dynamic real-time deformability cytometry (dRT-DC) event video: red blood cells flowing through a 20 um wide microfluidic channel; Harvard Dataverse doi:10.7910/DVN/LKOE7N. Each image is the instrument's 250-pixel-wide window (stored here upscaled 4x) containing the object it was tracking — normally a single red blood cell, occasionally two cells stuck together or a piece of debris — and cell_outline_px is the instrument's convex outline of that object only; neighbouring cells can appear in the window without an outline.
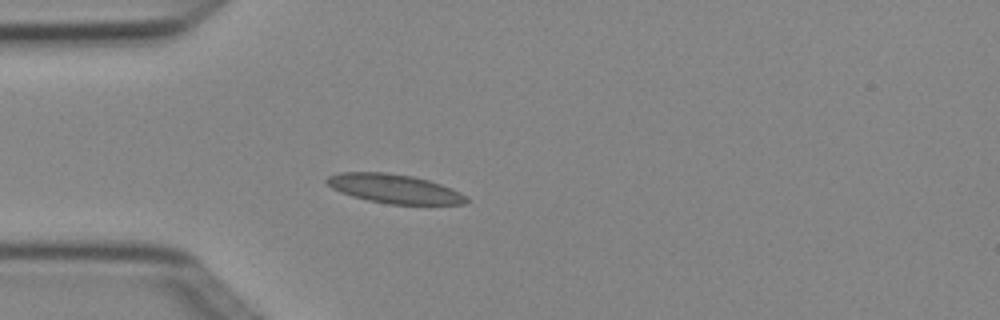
{"species": "Egyptian fruit bat (a non-hibernating species)", "species_latin": "Rousettus aegyptiacus", "temperature_condition": "cold", "stored_images_in_passage": 3, "camera_frame_rate_fps": 3000, "um_per_image_px": 0.085, "animal": {"sex": "female"}, "frame": {"image": 1, "passage_image": 3, "time_ms": 0.667, "image_size_px": [1000, 320], "cell_outline_px": [[468, 200], [464, 204], [388, 204], [368, 200], [352, 196], [340, 192], [332, 188], [324, 180], [328, 176], [340, 172], [388, 172], [412, 176], [428, 180], [452, 188], [468, 196]], "centroid_in_image_um": [33.51, 16.03], "position_along_channel_um": 51.5, "area_um2": 23.64}}